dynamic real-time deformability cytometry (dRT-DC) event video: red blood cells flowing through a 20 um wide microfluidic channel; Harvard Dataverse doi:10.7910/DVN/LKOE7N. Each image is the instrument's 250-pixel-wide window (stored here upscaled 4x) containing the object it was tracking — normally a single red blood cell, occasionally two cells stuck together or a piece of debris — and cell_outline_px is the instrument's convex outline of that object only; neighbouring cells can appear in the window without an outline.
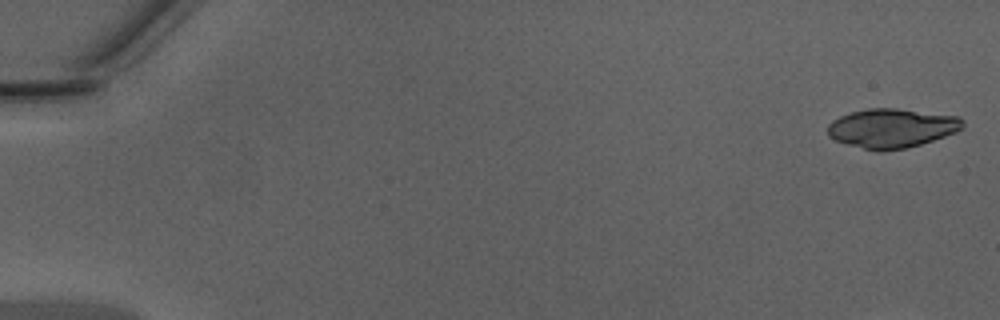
{"species": "Egyptian fruit bat (a non-hibernating species)", "species_latin": "Rousettus aegyptiacus", "temperature_condition": "warm", "stored_images_in_passage": 11, "camera_frame_rate_fps": 3000, "um_per_image_px": 0.085, "animal": {"sex": "male"}, "frame": {"image": 1, "passage_image": 1, "time_ms": 0.0, "image_size_px": [1000, 320], "cell_outline_px": [[964, 128], [956, 132], [908, 148], [880, 152], [848, 144], [836, 140], [828, 136], [828, 124], [832, 120], [840, 116], [852, 112], [868, 108], [896, 108], [960, 116], [964, 120]], "centroid_in_image_um": [75.82, 10.89], "position_along_channel_um": 9.2, "area_um2": 30.92}}